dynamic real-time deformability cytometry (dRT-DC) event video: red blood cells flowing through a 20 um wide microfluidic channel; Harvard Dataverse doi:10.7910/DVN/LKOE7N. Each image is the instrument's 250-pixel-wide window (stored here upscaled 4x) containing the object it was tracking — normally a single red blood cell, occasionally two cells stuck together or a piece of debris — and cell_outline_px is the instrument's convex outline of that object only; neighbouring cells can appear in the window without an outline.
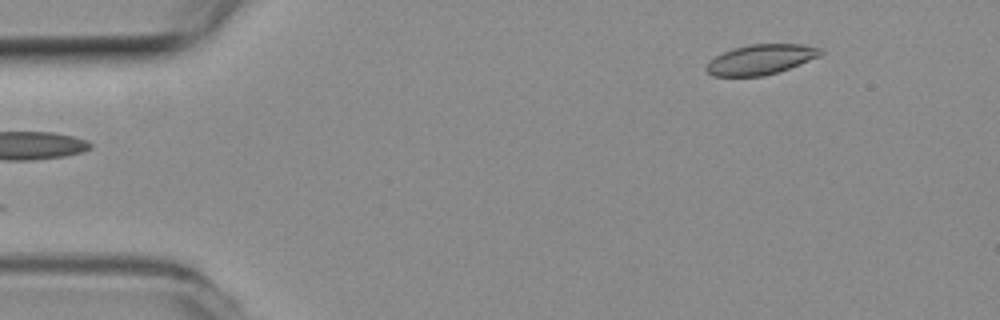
{"species": "common noctule bat (a hibernating species)", "species_latin": "Nyctalus noctula", "temperature_condition": "room temperature", "stored_images_in_passage": 3, "camera_frame_rate_fps": 3000, "um_per_image_px": 0.085, "animal": {"sex": "female", "body_mass_g": 19.3, "forearm_length_mm": 54.1}, "frame": {"image": 1, "passage_image": 1, "time_ms": 0.0, "image_size_px": [1000, 320], "cell_outline_px": [[824, 52], [808, 60], [788, 68], [764, 76], [712, 76], [704, 68], [708, 60], [732, 48], [748, 44], [800, 44], [820, 48]], "centroid_in_image_um": [64.58, 5.05], "position_along_channel_um": 20.4, "area_um2": 19.77}}